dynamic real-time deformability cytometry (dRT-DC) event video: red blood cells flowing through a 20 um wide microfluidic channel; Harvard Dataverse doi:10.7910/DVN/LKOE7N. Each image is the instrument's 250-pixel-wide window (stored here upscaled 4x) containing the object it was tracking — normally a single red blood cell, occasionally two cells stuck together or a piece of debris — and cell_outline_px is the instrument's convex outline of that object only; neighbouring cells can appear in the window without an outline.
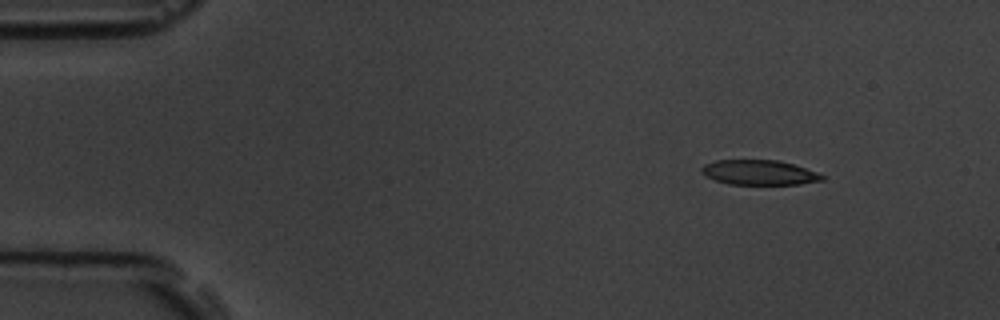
{"species": "common noctule bat (a hibernating species)", "species_latin": "Nyctalus noctula", "temperature_condition": "room temperature", "stored_images_in_passage": 5, "camera_frame_rate_fps": 3000, "um_per_image_px": 0.085, "animal": {"sex": "male", "body_mass_g": 19.5, "forearm_length_mm": 54.6}, "frame": {"image": 1, "passage_image": 2, "time_ms": 1.333, "image_size_px": [1000, 320], "cell_outline_px": [[824, 180], [800, 184], [728, 184], [704, 176], [700, 172], [700, 168], [704, 164], [716, 160], [776, 160], [792, 164], [816, 172], [824, 176]], "centroid_in_image_um": [64.47, 14.66], "position_along_channel_um": 20.5, "area_um2": 17.4}}
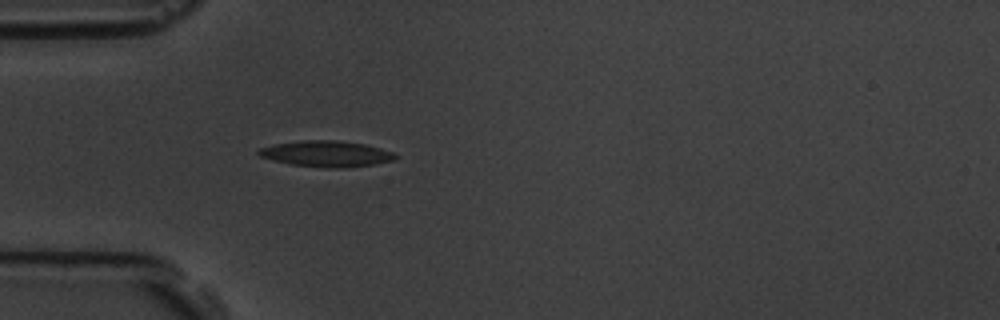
{"frame": {"image": 2, "passage_image": 5, "time_ms": 4.667, "image_size_px": [1000, 320], "cell_outline_px": [[400, 156], [396, 160], [376, 164], [292, 164], [260, 156], [256, 152], [260, 148], [272, 144], [300, 140], [336, 140], [364, 144], [380, 148], [392, 152]], "centroid_in_image_um": [27.74, 12.99], "position_along_channel_um": 57.3, "area_um2": 19.31}}